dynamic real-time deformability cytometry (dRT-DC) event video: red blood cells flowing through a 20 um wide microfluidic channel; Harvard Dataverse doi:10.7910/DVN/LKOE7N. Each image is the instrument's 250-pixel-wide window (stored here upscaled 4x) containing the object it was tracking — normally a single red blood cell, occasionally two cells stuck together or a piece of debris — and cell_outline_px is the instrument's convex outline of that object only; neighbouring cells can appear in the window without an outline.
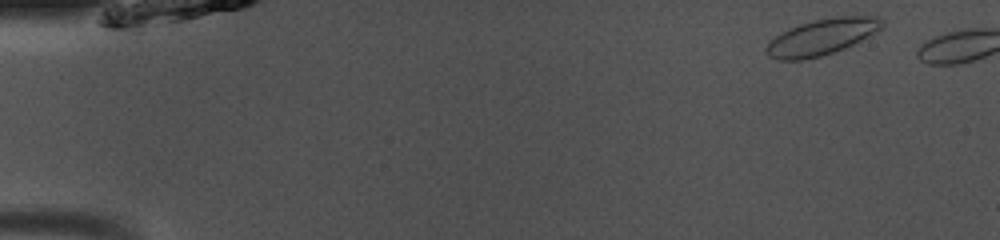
{"species": "common noctule bat (a hibernating species)", "species_latin": "Nyctalus noctula", "temperature_condition": "room temperature", "stored_images_in_passage": 3, "camera_frame_rate_fps": 3000, "um_per_image_px": 0.085, "animal": {"sex": "male", "body_mass_g": 13.0, "forearm_length_mm": 53.1}, "frame": {"image": 1, "passage_image": 1, "time_ms": 0.0, "image_size_px": [1000, 240], "cell_outline_px": [[884, 24], [880, 28], [868, 36], [844, 48], [820, 56], [800, 60], [780, 60], [768, 56], [764, 52], [764, 48], [776, 36], [800, 24], [816, 20], [836, 16], [880, 16], [884, 20]], "centroid_in_image_um": [69.86, 3.14], "position_along_channel_um": 15.1, "area_um2": 23.87}}